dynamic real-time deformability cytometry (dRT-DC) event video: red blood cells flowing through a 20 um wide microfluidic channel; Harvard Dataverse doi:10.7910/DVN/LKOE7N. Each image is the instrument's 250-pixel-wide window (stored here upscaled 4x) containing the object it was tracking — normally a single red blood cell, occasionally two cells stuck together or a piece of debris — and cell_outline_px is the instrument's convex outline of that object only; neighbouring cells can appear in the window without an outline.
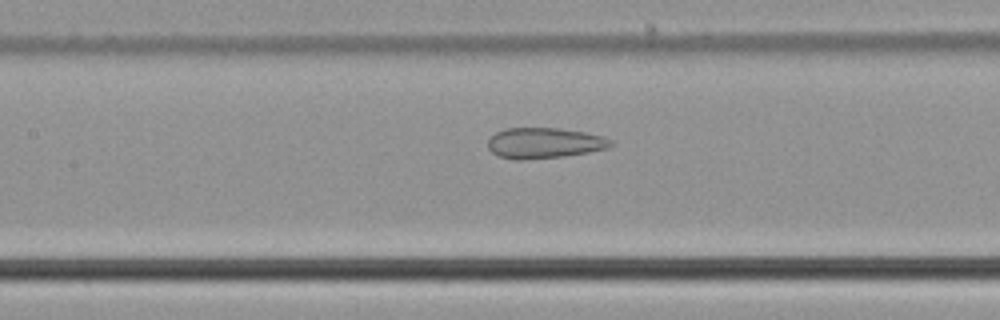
{"species": "common noctule bat (a hibernating species)", "species_latin": "Nyctalus noctula", "temperature_condition": "cold", "stored_images_in_passage": 54, "camera_frame_rate_fps": 3000, "um_per_image_px": 0.085, "animal": {"sex": "male", "body_mass_g": 21.5, "forearm_length_mm": 52.0}, "frame": {"image": 1, "passage_image": 25, "time_ms": 8.0, "image_size_px": [1000, 320], "cell_outline_px": [[612, 144], [608, 148], [588, 152], [564, 156], [520, 160], [516, 160], [500, 156], [492, 152], [488, 148], [488, 140], [496, 132], [504, 128], [560, 128], [584, 132], [604, 136], [612, 140]], "centroid_in_image_um": [46.27, 12.15], "position_along_channel_um": 161.1, "area_um2": 21.91}}
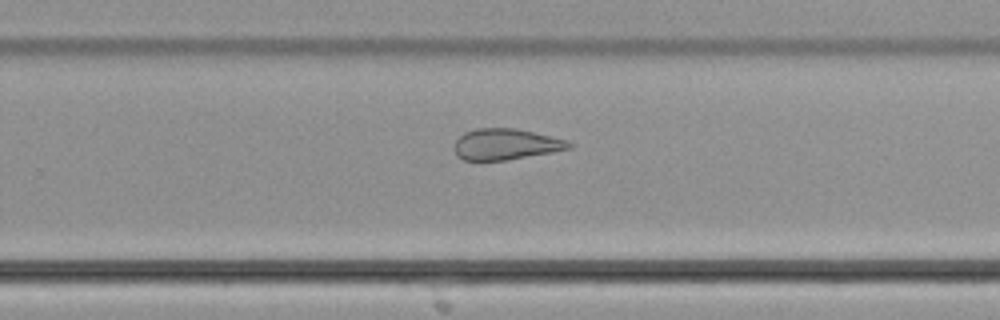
{"frame": {"image": 2, "passage_image": 35, "time_ms": 11.333, "image_size_px": [1000, 320], "cell_outline_px": [[572, 148], [552, 152], [508, 160], [464, 160], [456, 156], [452, 148], [452, 144], [464, 132], [476, 128], [516, 128], [568, 140], [572, 144]], "centroid_in_image_um": [42.95, 12.26], "position_along_channel_um": 286.9, "area_um2": 20.98}}
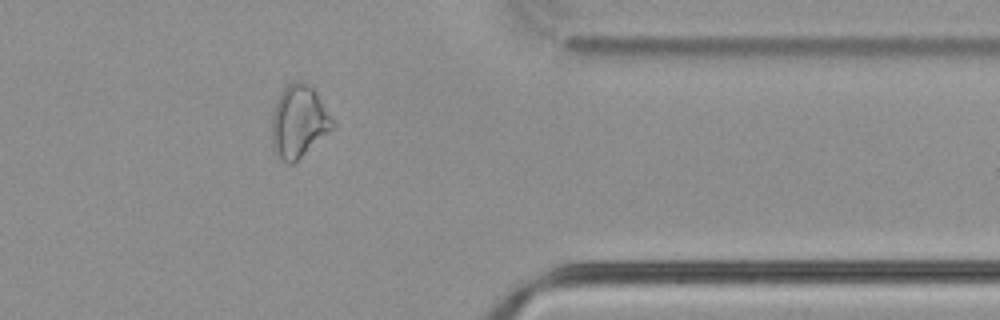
{"frame": {"image": 3, "passage_image": 44, "time_ms": 14.333, "image_size_px": [1000, 320], "cell_outline_px": [[336, 128], [292, 164], [288, 164], [276, 152], [272, 144], [272, 112], [284, 88], [292, 80], [304, 80], [316, 92], [336, 124]], "centroid_in_image_um": [25.43, 10.31], "position_along_channel_um": 386.0, "area_um2": 25.61}, "authors_computed_cell_mechanics": {"area_um2": 26.9926, "velocity_mm_per_s": 3.7916, "shape_relaxation_time_tau1_ms": null, "shape_relaxation_time_tau2_ms": 2.6059, "deformation_change_tau1": null, "deformation_change_tau2": 0.1197}}